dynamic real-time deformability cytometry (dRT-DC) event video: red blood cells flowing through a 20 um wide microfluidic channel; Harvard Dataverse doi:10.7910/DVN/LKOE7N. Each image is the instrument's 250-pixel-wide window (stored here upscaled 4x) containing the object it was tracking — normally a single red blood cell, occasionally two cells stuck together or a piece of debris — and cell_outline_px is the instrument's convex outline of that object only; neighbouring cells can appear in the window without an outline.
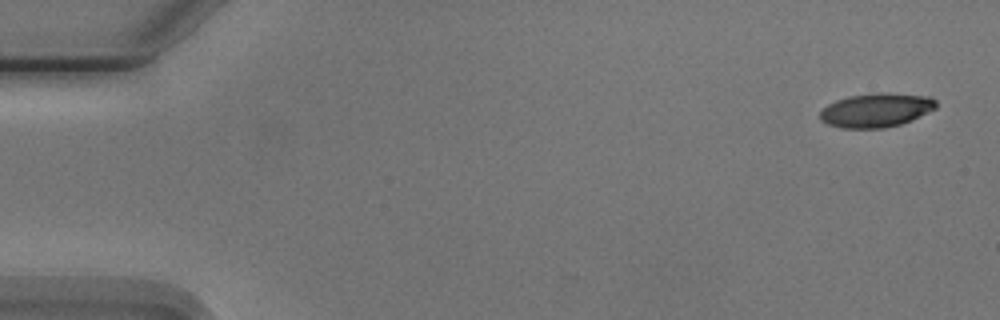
{"species": "Egyptian fruit bat (a non-hibernating species)", "species_latin": "Rousettus aegyptiacus", "temperature_condition": "cold", "stored_images_in_passage": 7, "camera_frame_rate_fps": 3000, "um_per_image_px": 0.085, "animal": {"sex": "male"}, "frame": {"image": 1, "passage_image": 1, "time_ms": 0.0, "image_size_px": [1000, 320], "cell_outline_px": [[936, 108], [912, 120], [900, 124], [884, 128], [844, 128], [828, 124], [820, 120], [820, 112], [828, 104], [836, 100], [848, 96], [880, 92], [888, 92], [932, 96], [936, 100]], "centroid_in_image_um": [74.5, 9.35], "position_along_channel_um": 10.5, "area_um2": 23.12}}
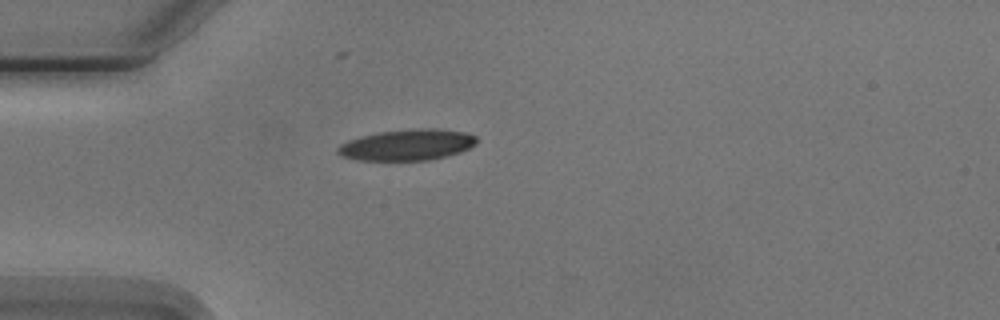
{"frame": {"image": 2, "passage_image": 5, "time_ms": 4.333, "image_size_px": [1000, 320], "cell_outline_px": [[476, 144], [460, 152], [428, 160], [360, 160], [340, 156], [336, 152], [336, 148], [340, 144], [348, 140], [360, 136], [380, 132], [412, 128], [432, 128], [464, 132], [476, 136]], "centroid_in_image_um": [34.57, 12.31], "position_along_channel_um": 50.4, "area_um2": 25.09}}